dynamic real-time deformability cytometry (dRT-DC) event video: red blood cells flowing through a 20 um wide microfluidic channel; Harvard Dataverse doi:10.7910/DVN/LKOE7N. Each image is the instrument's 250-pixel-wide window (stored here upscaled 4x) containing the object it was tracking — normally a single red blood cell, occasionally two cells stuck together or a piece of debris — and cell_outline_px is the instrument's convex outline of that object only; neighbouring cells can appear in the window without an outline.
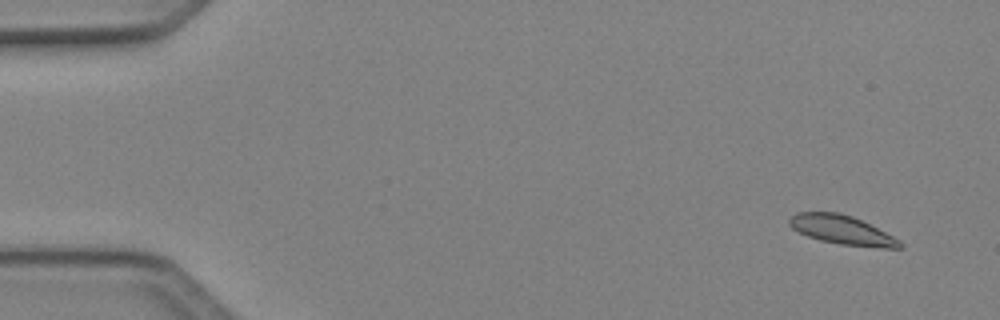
{"species": "Egyptian fruit bat (a non-hibernating species)", "species_latin": "Rousettus aegyptiacus", "temperature_condition": "cold", "stored_images_in_passage": 6, "camera_frame_rate_fps": 3000, "um_per_image_px": 0.085, "animal": {"sex": "female"}, "frame": {"image": 1, "passage_image": 1, "time_ms": 0.0, "image_size_px": [1000, 320], "cell_outline_px": [[904, 248], [884, 248], [840, 244], [820, 240], [808, 236], [792, 228], [788, 224], [788, 220], [796, 212], [840, 212], [852, 216], [900, 240], [904, 244]], "centroid_in_image_um": [71.56, 19.54], "position_along_channel_um": 13.4, "area_um2": 18.5}}
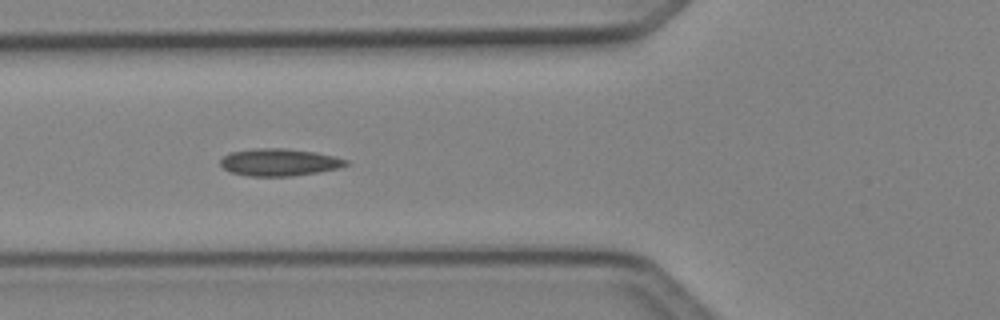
{"frame": {"image": 2, "passage_image": 5, "time_ms": 1.333, "image_size_px": [1000, 320], "cell_outline_px": [[348, 164], [340, 168], [320, 172], [292, 176], [248, 176], [228, 172], [220, 164], [220, 160], [224, 156], [232, 152], [256, 148], [284, 148], [312, 152], [332, 156], [348, 160]], "centroid_in_image_um": [23.72, 13.8], "position_along_channel_um": 102.1, "area_um2": 19.88}}
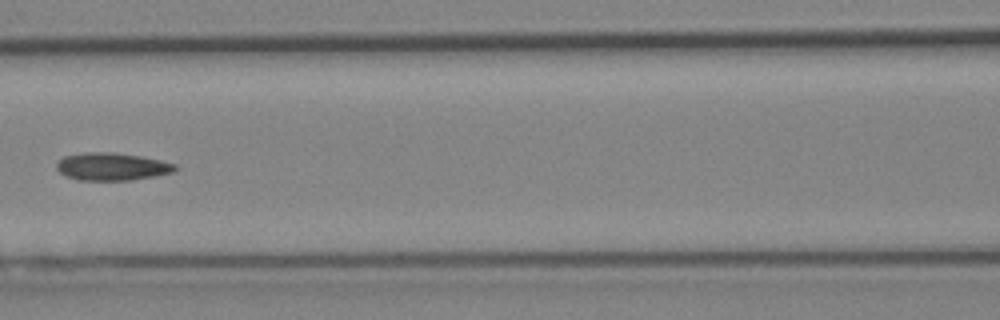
{"frame": {"image": 3, "passage_image": 6, "time_ms": 1.667, "image_size_px": [1000, 320], "cell_outline_px": [[176, 168], [172, 172], [156, 176], [132, 180], [80, 180], [64, 176], [56, 168], [56, 164], [64, 156], [84, 152], [112, 152], [140, 156], [160, 160], [176, 164]], "centroid_in_image_um": [9.49, 14.16], "position_along_channel_um": 157.1, "area_um2": 19.07}}